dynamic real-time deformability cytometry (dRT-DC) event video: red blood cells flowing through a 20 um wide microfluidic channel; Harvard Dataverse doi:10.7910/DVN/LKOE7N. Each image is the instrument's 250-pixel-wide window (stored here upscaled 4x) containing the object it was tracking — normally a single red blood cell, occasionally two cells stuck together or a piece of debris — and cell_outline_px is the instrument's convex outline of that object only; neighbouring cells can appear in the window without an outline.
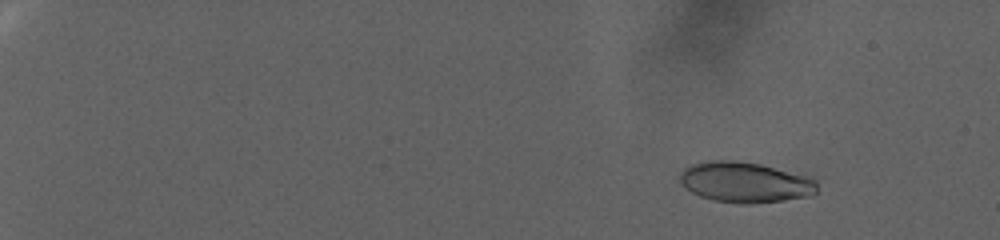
{"species": "human", "species_latin": "Homo sapiens", "temperature_condition": "warm", "stored_images_in_passage": 105, "camera_frame_rate_fps": 3000, "um_per_image_px": 0.085, "donor": {"sex": "female"}, "frame": {"image": 1, "passage_image": 16, "time_ms": 5.0, "image_size_px": [1000, 240], "cell_outline_px": [[816, 192], [812, 196], [784, 200], [752, 204], [740, 204], [712, 200], [700, 196], [692, 192], [680, 184], [680, 176], [684, 168], [692, 164], [712, 160], [736, 160], [760, 164], [804, 176], [816, 180]], "centroid_in_image_um": [63.3, 15.5], "position_along_channel_um": 21.7, "area_um2": 32.31}}
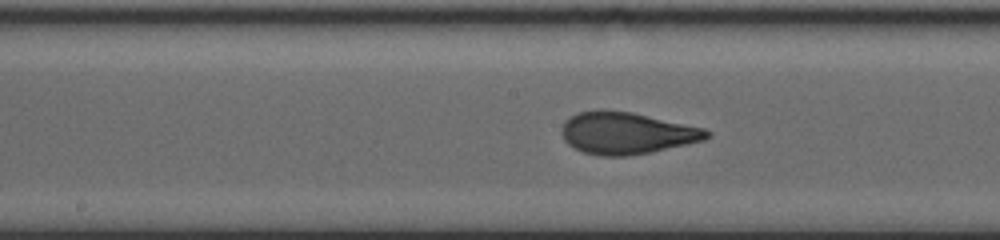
{"frame": {"image": 2, "passage_image": 64, "time_ms": 21.0, "image_size_px": [1000, 240], "cell_outline_px": [[712, 132], [704, 140], [648, 152], [624, 156], [600, 156], [584, 152], [568, 144], [564, 140], [560, 132], [560, 128], [572, 116], [580, 112], [604, 108], [632, 112], [704, 128]], "centroid_in_image_um": [53.23, 11.29], "position_along_channel_um": 195.0, "area_um2": 35.2}}
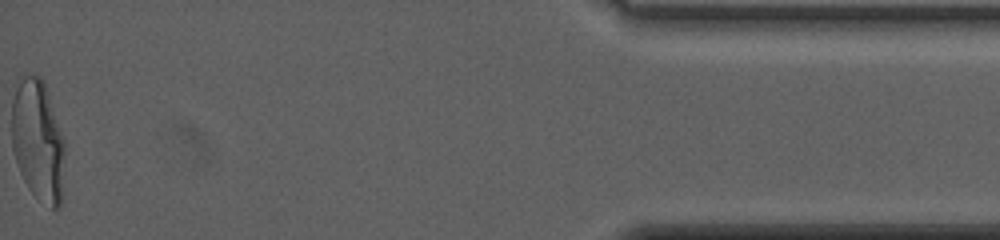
{"frame": {"image": 3, "passage_image": 105, "time_ms": 34.667, "image_size_px": [1000, 240], "cell_outline_px": [[64, 152], [60, 208], [52, 208], [36, 196], [28, 188], [20, 172], [12, 148], [12, 100], [16, 88], [24, 76], [40, 76], [44, 80], [64, 140]], "centroid_in_image_um": [3.22, 11.93], "position_along_channel_um": 432.0, "area_um2": 36.93}, "authors_computed_cell_mechanics": {"area_um2": 34.2176, "velocity_mm_per_s": 2.2181, "shape_relaxation_time_tau1_ms": 9.7792, "shape_relaxation_time_tau2_ms": null, "deformation_change_tau1": 0.2628, "deformation_change_tau2": null}}